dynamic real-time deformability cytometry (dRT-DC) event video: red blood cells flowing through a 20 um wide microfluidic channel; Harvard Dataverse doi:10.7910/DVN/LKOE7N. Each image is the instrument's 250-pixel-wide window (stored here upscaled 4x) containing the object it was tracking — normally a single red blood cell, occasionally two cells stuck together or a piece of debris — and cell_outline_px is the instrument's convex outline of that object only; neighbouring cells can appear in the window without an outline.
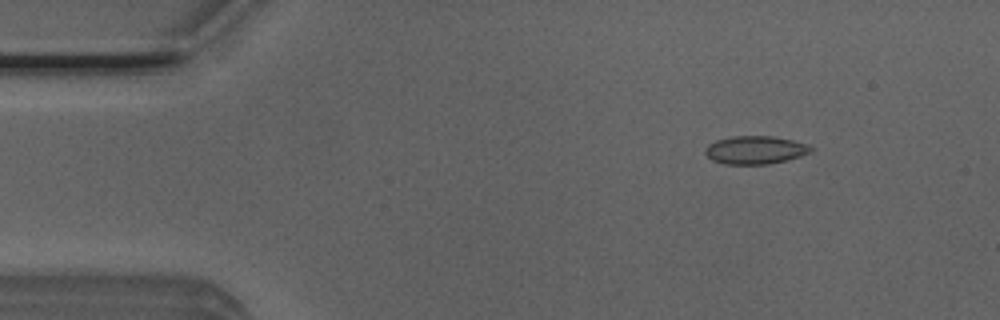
{"species": "Egyptian fruit bat (a non-hibernating species)", "species_latin": "Rousettus aegyptiacus", "temperature_condition": "room temperature", "stored_images_in_passage": 3, "camera_frame_rate_fps": 3000, "um_per_image_px": 0.085, "animal": {"sex": "male"}, "frame": {"image": 1, "passage_image": 1, "time_ms": 0.0, "image_size_px": [1000, 320], "cell_outline_px": [[812, 152], [788, 160], [768, 164], [724, 164], [712, 160], [704, 152], [704, 148], [708, 144], [716, 140], [732, 136], [772, 136], [792, 140], [808, 144], [812, 148]], "centroid_in_image_um": [64.19, 12.75], "position_along_channel_um": 20.8, "area_um2": 17.4}}